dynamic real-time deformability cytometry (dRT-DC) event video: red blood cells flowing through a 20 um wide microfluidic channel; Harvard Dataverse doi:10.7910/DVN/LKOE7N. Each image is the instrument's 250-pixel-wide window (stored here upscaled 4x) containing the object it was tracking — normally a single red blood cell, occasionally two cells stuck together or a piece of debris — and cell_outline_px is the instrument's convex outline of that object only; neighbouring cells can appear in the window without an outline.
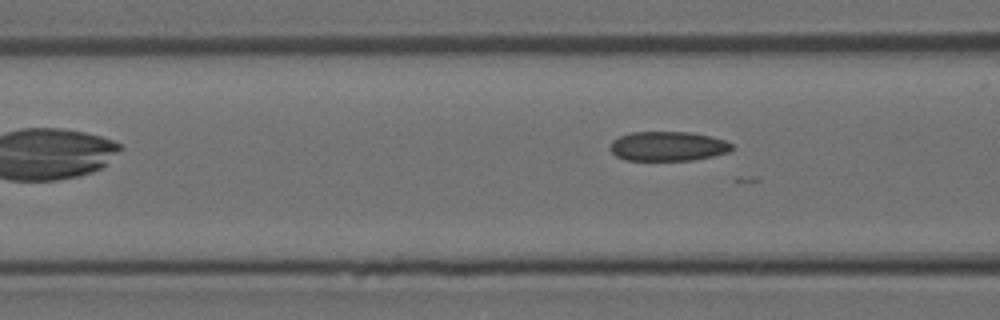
{"species": "Egyptian fruit bat (a non-hibernating species)", "species_latin": "Rousettus aegyptiacus", "temperature_condition": "room temperature", "stored_images_in_passage": 7, "camera_frame_rate_fps": 3000, "um_per_image_px": 0.085, "animal": {"sex": "female"}, "frame": {"image": 1, "passage_image": 6, "time_ms": 5.667, "image_size_px": [1000, 320], "cell_outline_px": [[732, 148], [728, 152], [712, 156], [692, 160], [624, 160], [616, 156], [612, 152], [612, 140], [620, 136], [632, 132], [692, 132], [724, 140], [732, 144]], "centroid_in_image_um": [56.76, 12.43], "position_along_channel_um": 109.8, "area_um2": 20.69}}
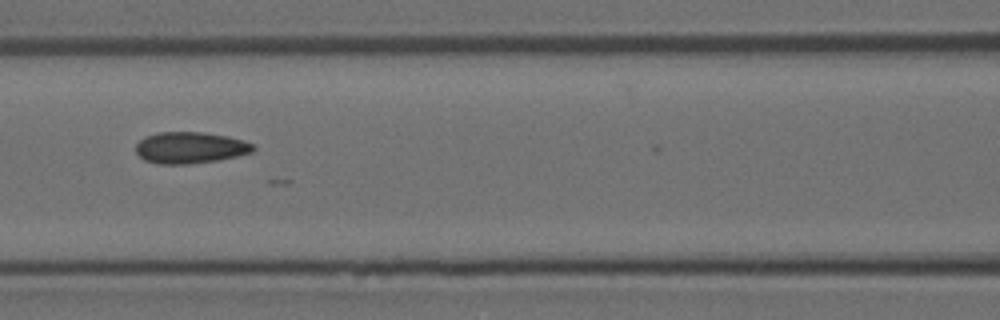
{"frame": {"image": 2, "passage_image": 7, "time_ms": 6.667, "image_size_px": [1000, 320], "cell_outline_px": [[256, 148], [252, 152], [236, 156], [216, 160], [188, 164], [160, 164], [144, 160], [136, 152], [136, 144], [140, 140], [156, 132], [204, 132], [228, 136], [244, 140], [252, 144]], "centroid_in_image_um": [16.17, 12.54], "position_along_channel_um": 150.4, "area_um2": 21.44}}